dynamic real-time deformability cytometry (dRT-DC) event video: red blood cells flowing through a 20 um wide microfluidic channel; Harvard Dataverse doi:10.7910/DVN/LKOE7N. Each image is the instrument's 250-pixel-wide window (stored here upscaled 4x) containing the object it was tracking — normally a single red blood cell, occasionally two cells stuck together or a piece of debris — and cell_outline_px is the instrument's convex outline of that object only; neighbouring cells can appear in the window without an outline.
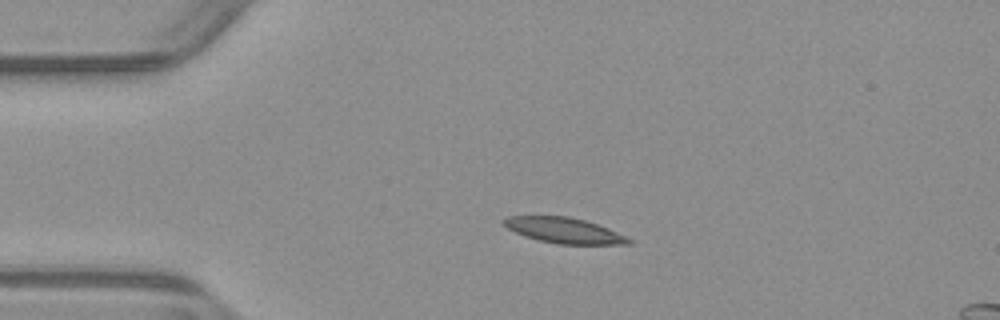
{"species": "common noctule bat (a hibernating species)", "species_latin": "Nyctalus noctula", "temperature_condition": "warm", "stored_images_in_passage": 42, "camera_frame_rate_fps": 3000, "um_per_image_px": 0.085, "animal": {"sex": "male", "body_mass_g": 23.1, "forearm_length_mm": 52.7}, "frame": {"image": 1, "passage_image": 1, "time_ms": 0.0, "image_size_px": [1000, 320], "cell_outline_px": [[636, 240], [632, 244], [556, 244], [524, 236], [508, 228], [500, 220], [508, 216], [568, 216], [584, 220], [608, 228], [628, 236]], "centroid_in_image_um": [48.0, 19.59], "position_along_channel_um": 37.0, "area_um2": 18.67}}
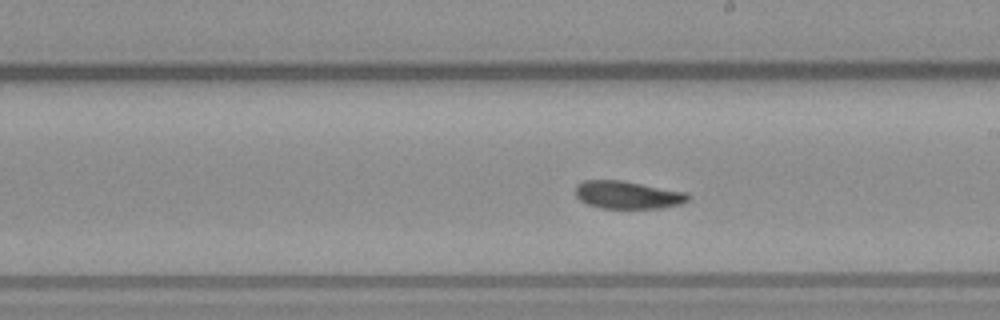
{"frame": {"image": 2, "passage_image": 19, "time_ms": 6.0, "image_size_px": [1000, 320], "cell_outline_px": [[692, 196], [688, 200], [680, 204], [660, 208], [600, 208], [588, 204], [580, 200], [576, 196], [576, 184], [584, 180], [620, 180], [688, 192]], "centroid_in_image_um": [53.37, 16.56], "position_along_channel_um": 235.6, "area_um2": 18.26}}
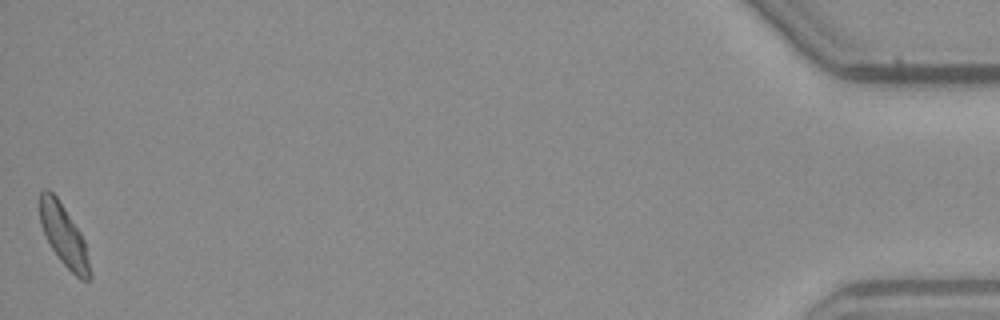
{"frame": {"image": 3, "passage_image": 42, "time_ms": 13.667, "image_size_px": [1000, 320], "cell_outline_px": [[92, 276], [88, 280], [80, 280], [60, 260], [52, 248], [40, 224], [40, 192], [44, 188], [48, 188], [56, 196], [80, 232], [84, 240]], "centroid_in_image_um": [5.42, 20.01], "position_along_channel_um": 429.8, "area_um2": 17.51}}